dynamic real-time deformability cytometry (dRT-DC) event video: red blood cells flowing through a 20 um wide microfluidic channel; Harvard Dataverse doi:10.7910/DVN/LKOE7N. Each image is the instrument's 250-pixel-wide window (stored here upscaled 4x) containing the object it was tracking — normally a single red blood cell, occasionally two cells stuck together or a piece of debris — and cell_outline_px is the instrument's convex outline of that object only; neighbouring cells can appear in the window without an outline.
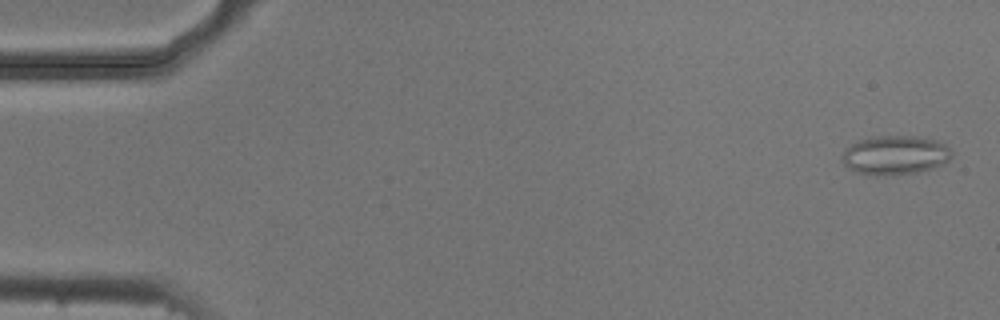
{"species": "common noctule bat (a hibernating species)", "species_latin": "Nyctalus noctula", "temperature_condition": "cold", "stored_images_in_passage": 54, "camera_frame_rate_fps": 3000, "um_per_image_px": 0.085, "animal": {"sex": "male", "body_mass_g": 20.5, "forearm_length_mm": 52.5}, "frame": {"image": 1, "passage_image": 2, "time_ms": 0.333, "image_size_px": [1000, 320], "cell_outline_px": [[952, 156], [948, 160], [932, 168], [916, 172], [892, 176], [876, 176], [856, 172], [848, 168], [840, 160], [840, 156], [844, 148], [860, 140], [876, 136], [924, 136], [936, 140], [944, 144], [952, 152]], "centroid_in_image_um": [76.03, 13.19], "position_along_channel_um": 9.0, "area_um2": 25.26}}
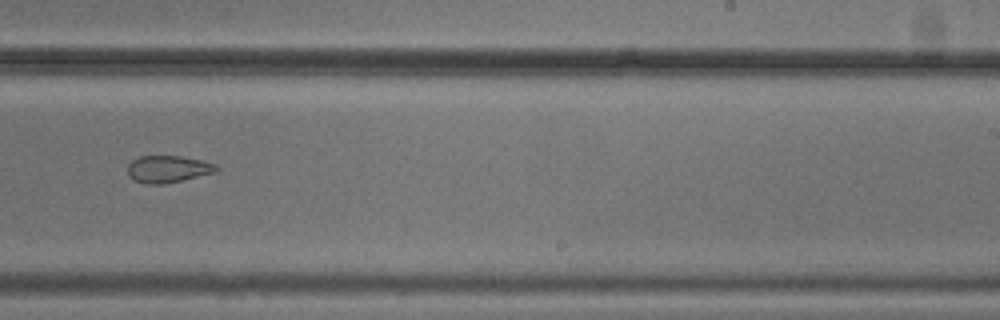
{"frame": {"image": 2, "passage_image": 34, "time_ms": 11.0, "image_size_px": [1000, 320], "cell_outline_px": [[220, 168], [216, 172], [164, 184], [144, 184], [132, 180], [128, 176], [128, 164], [132, 160], [140, 156], [180, 156], [204, 160], [216, 164]], "centroid_in_image_um": [14.27, 14.37], "position_along_channel_um": 274.7, "area_um2": 14.16}}
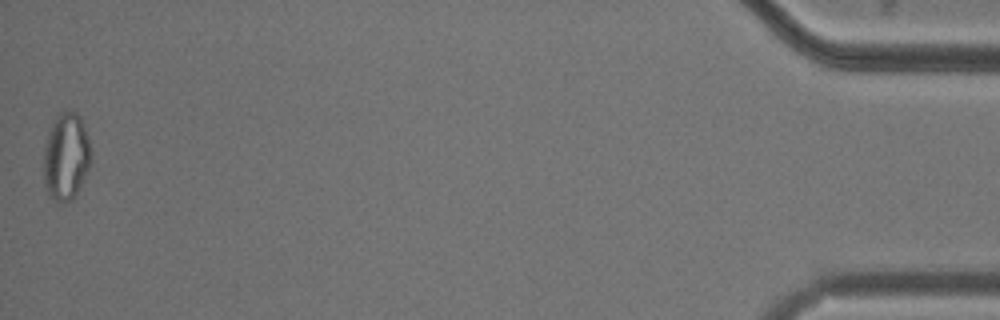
{"frame": {"image": 3, "passage_image": 54, "time_ms": 17.667, "image_size_px": [1000, 320], "cell_outline_px": [[92, 164], [72, 200], [56, 204], [48, 196], [44, 188], [44, 144], [48, 132], [56, 116], [60, 112], [76, 112], [80, 116], [88, 140], [92, 160]], "centroid_in_image_um": [5.6, 13.37], "position_along_channel_um": 429.6, "area_um2": 24.33}, "authors_computed_cell_mechanics": {"area_um2": 18.9873, "velocity_mm_per_s": 3.7297, "shape_relaxation_time_tau1_ms": null, "shape_relaxation_time_tau2_ms": 2.9132, "deformation_change_tau1": null, "deformation_change_tau2": 0.095}}